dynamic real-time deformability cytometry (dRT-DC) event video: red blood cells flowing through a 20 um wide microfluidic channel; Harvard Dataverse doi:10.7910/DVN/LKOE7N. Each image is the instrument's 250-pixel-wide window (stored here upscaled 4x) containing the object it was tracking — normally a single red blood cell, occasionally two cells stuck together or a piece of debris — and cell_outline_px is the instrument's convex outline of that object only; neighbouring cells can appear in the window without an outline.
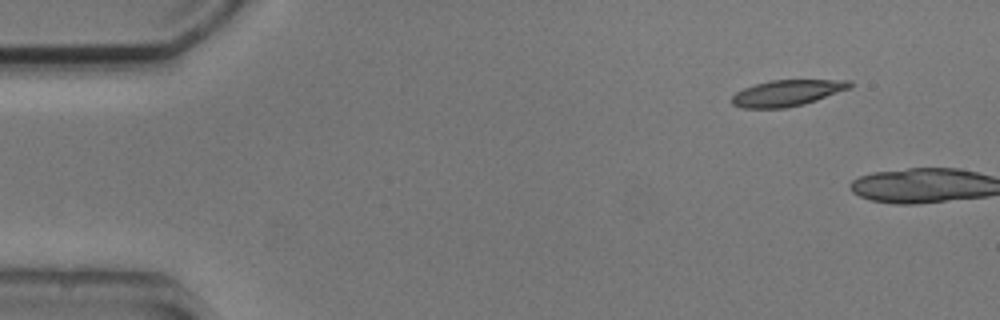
{"species": "common noctule bat (a hibernating species)", "species_latin": "Nyctalus noctula", "temperature_condition": "cold", "stored_images_in_passage": 3, "camera_frame_rate_fps": 3000, "um_per_image_px": 0.085, "animal": {"sex": "male", "body_mass_g": 20.5, "forearm_length_mm": 52.5}, "frame": {"image": 1, "passage_image": 3, "time_ms": 2.333, "image_size_px": [1000, 320], "cell_outline_px": [[856, 84], [848, 88], [816, 100], [804, 104], [784, 108], [740, 108], [732, 104], [732, 96], [736, 92], [744, 88], [756, 84], [772, 80], [852, 80]], "centroid_in_image_um": [66.9, 7.9], "position_along_channel_um": 18.1, "area_um2": 17.86}}